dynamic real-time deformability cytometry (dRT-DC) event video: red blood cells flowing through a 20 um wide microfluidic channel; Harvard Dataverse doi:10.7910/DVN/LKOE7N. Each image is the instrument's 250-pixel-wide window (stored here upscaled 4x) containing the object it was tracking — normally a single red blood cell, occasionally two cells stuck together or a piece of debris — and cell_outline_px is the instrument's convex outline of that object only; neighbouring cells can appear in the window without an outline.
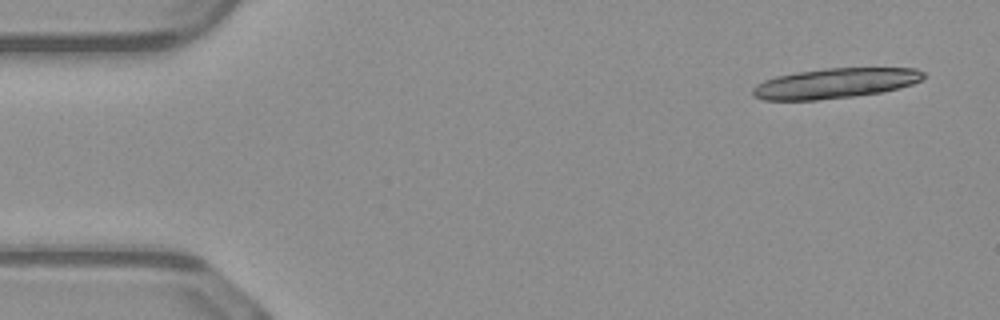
{"species": "common noctule bat (a hibernating species)", "species_latin": "Nyctalus noctula", "temperature_condition": "warm", "stored_images_in_passage": 17, "camera_frame_rate_fps": 3000, "um_per_image_px": 0.085, "animal": {"sex": "male", "body_mass_g": 23.1, "forearm_length_mm": 52.7}, "frame": {"image": 1, "passage_image": 3, "time_ms": 0.667, "image_size_px": [1000, 320], "cell_outline_px": [[928, 76], [912, 84], [900, 88], [880, 92], [856, 96], [816, 100], [764, 100], [752, 96], [752, 88], [756, 84], [764, 80], [776, 76], [796, 72], [824, 68], [916, 68], [924, 72]], "centroid_in_image_um": [70.98, 7.07], "position_along_channel_um": 14.0, "area_um2": 30.17}}